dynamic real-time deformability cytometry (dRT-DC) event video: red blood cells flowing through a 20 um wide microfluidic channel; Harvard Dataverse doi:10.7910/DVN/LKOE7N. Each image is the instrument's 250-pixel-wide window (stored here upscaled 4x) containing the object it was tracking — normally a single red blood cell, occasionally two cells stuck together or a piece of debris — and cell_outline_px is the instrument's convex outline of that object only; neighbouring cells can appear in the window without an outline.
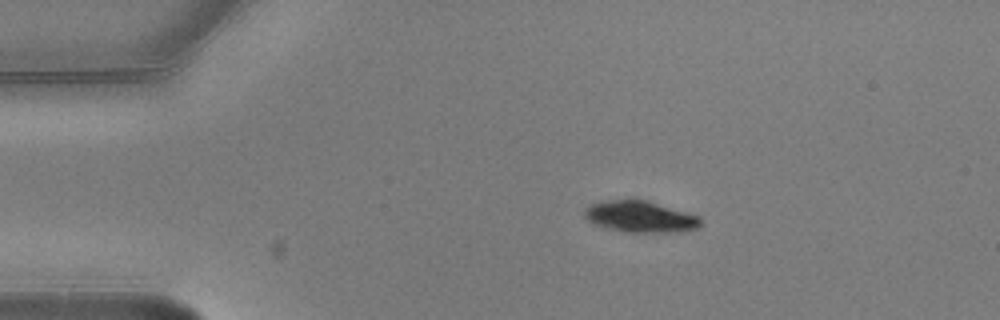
{"species": "common noctule bat (a hibernating species)", "species_latin": "Nyctalus noctula", "temperature_condition": "warm", "stored_images_in_passage": 8, "camera_frame_rate_fps": 3000, "um_per_image_px": 0.085, "animal": {"sex": "male", "body_mass_g": 20.5, "forearm_length_mm": 52.5}, "frame": {"image": 1, "passage_image": 3, "time_ms": 0.667, "image_size_px": [1000, 320], "cell_outline_px": [[700, 224], [696, 228], [680, 232], [624, 232], [604, 228], [592, 224], [584, 216], [584, 208], [600, 200], [632, 196], [648, 200], [688, 212], [700, 216]], "centroid_in_image_um": [54.35, 18.37], "position_along_channel_um": 30.6, "area_um2": 22.2}}
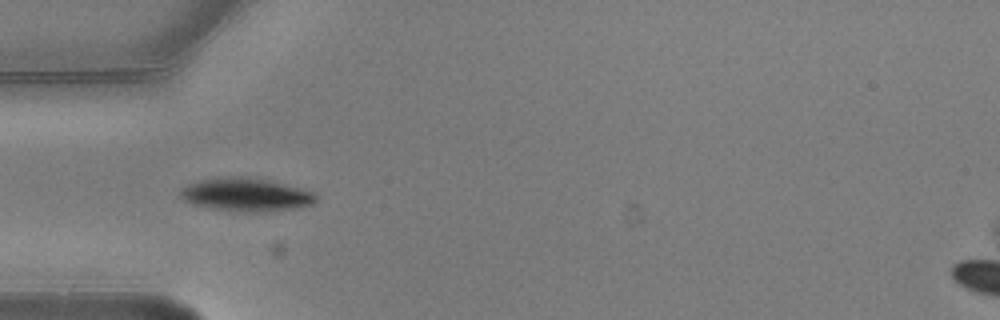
{"frame": {"image": 2, "passage_image": 5, "time_ms": 1.333, "image_size_px": [1000, 320], "cell_outline_px": [[316, 200], [312, 204], [296, 208], [256, 212], [252, 212], [216, 208], [196, 204], [184, 200], [180, 196], [180, 188], [188, 184], [200, 180], [232, 176], [248, 176], [268, 180], [316, 192]], "centroid_in_image_um": [20.94, 16.52], "position_along_channel_um": 64.1, "area_um2": 25.84}}
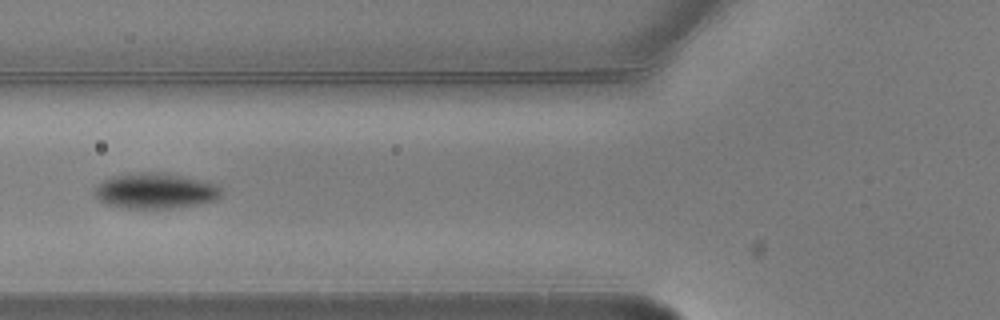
{"frame": {"image": 3, "passage_image": 6, "time_ms": 1.667, "image_size_px": [1000, 320], "cell_outline_px": [[220, 196], [216, 200], [196, 204], [172, 208], [124, 208], [108, 204], [100, 200], [96, 196], [96, 188], [108, 176], [128, 172], [164, 172], [204, 180], [216, 184], [220, 188]], "centroid_in_image_um": [13.21, 16.19], "position_along_channel_um": 112.6, "area_um2": 26.3}}